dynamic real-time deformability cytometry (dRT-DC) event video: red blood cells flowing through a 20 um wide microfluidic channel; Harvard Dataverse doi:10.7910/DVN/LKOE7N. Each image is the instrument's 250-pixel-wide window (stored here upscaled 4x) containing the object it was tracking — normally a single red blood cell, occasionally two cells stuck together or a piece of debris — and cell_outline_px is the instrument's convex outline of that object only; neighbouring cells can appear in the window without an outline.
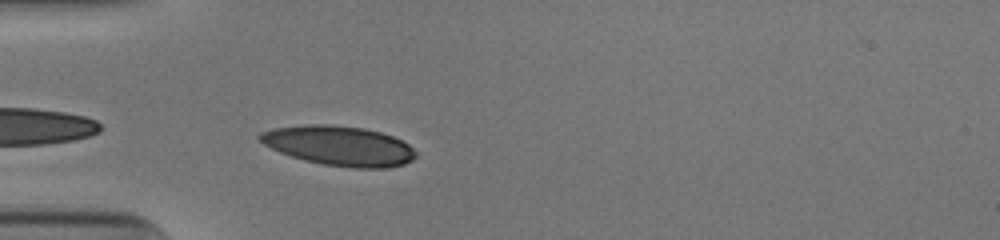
{"species": "human", "species_latin": "Homo sapiens", "temperature_condition": "cold", "stored_images_in_passage": 26, "camera_frame_rate_fps": 3000, "um_per_image_px": 0.085, "donor": {"sex": "male"}, "frame": {"image": 1, "passage_image": 2, "time_ms": 0.333, "image_size_px": [1000, 240], "cell_outline_px": [[416, 156], [412, 160], [404, 164], [388, 168], [352, 168], [324, 164], [304, 160], [280, 152], [256, 140], [256, 136], [260, 132], [276, 128], [308, 124], [324, 124], [364, 128], [380, 132], [392, 136], [408, 144], [416, 152]], "centroid_in_image_um": [28.81, 12.39], "position_along_channel_um": 56.2, "area_um2": 36.01}}
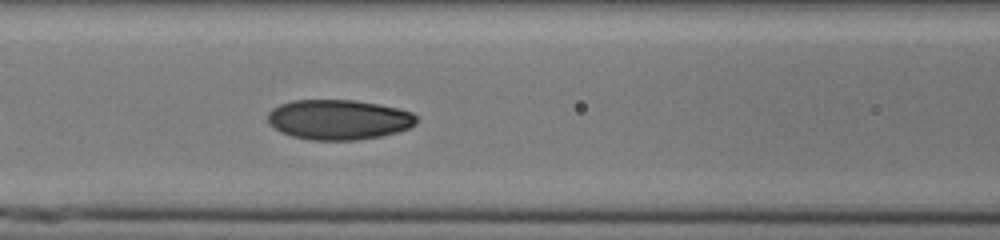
{"frame": {"image": 2, "passage_image": 9, "time_ms": 2.667, "image_size_px": [1000, 240], "cell_outline_px": [[416, 124], [408, 128], [396, 132], [380, 136], [356, 140], [312, 140], [292, 136], [280, 132], [268, 124], [268, 112], [272, 108], [280, 104], [292, 100], [356, 100], [380, 104], [412, 112], [416, 116]], "centroid_in_image_um": [28.75, 10.16], "position_along_channel_um": 137.8, "area_um2": 34.8}}
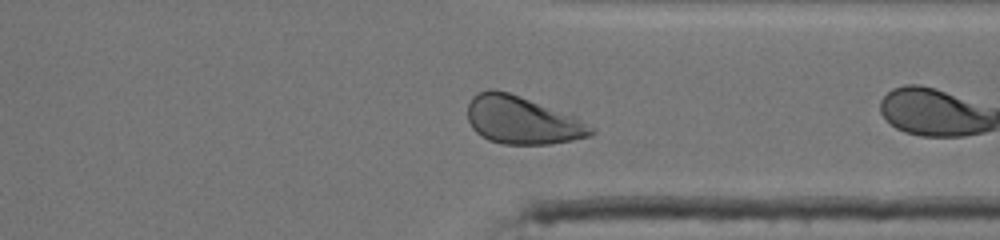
{"frame": {"image": 3, "passage_image": 24, "time_ms": 7.667, "image_size_px": [1000, 240], "cell_outline_px": [[596, 132], [592, 136], [572, 140], [548, 144], [504, 144], [488, 140], [480, 136], [472, 128], [468, 120], [468, 104], [472, 96], [488, 88], [496, 88], [508, 92], [576, 116], [596, 128]], "centroid_in_image_um": [44.4, 10.21], "position_along_channel_um": 367.0, "area_um2": 34.68}}